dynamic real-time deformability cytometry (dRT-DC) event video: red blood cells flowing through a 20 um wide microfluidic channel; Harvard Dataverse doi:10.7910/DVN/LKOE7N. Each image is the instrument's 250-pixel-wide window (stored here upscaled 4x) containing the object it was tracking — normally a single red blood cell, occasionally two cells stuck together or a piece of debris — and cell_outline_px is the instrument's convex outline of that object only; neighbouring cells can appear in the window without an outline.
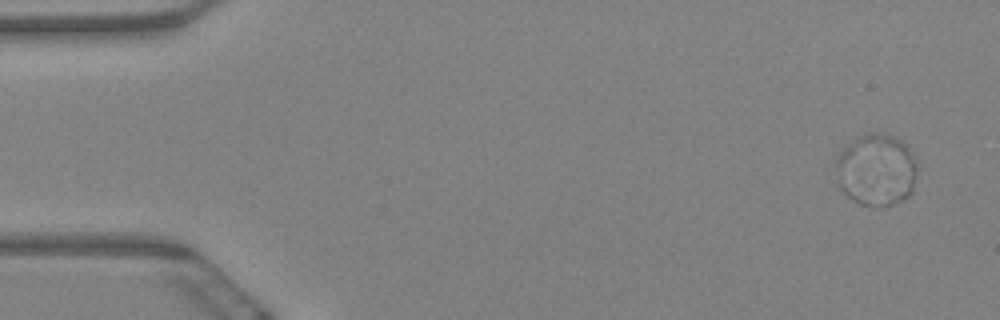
{"species": "Egyptian fruit bat (a non-hibernating species)", "species_latin": "Rousettus aegyptiacus", "temperature_condition": "warm", "stored_images_in_passage": 6, "camera_frame_rate_fps": 3000, "um_per_image_px": 0.085, "animal": {"sex": "female"}, "frame": {"image": 1, "passage_image": 1, "time_ms": 0.0, "image_size_px": [1000, 320], "cell_outline_px": [[916, 168], [912, 192], [908, 196], [892, 204], [860, 204], [852, 200], [840, 188], [836, 164], [836, 160], [840, 152], [856, 136], [868, 132], [880, 132], [892, 136], [908, 144], [916, 160]], "centroid_in_image_um": [74.5, 14.38], "position_along_channel_um": 10.5, "area_um2": 33.87}}
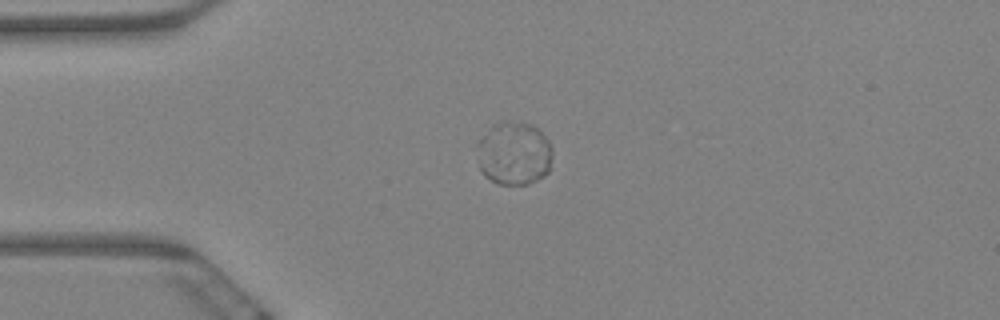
{"frame": {"image": 2, "passage_image": 4, "time_ms": 1.0, "image_size_px": [1000, 320], "cell_outline_px": [[552, 156], [548, 172], [544, 176], [528, 184], [496, 184], [484, 176], [480, 172], [476, 160], [476, 140], [496, 124], [532, 124], [540, 128], [548, 140], [552, 148]], "centroid_in_image_um": [43.66, 13.09], "position_along_channel_um": 41.3, "area_um2": 28.03}}
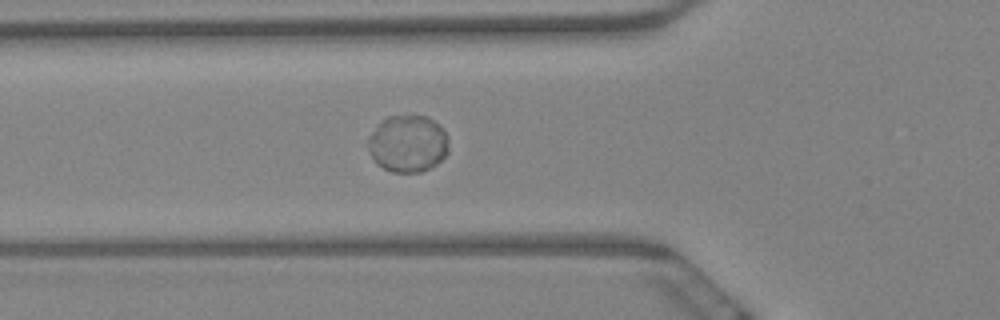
{"frame": {"image": 3, "passage_image": 6, "time_ms": 1.667, "image_size_px": [1000, 320], "cell_outline_px": [[448, 152], [436, 164], [420, 172], [392, 172], [376, 164], [372, 156], [368, 140], [368, 136], [388, 116], [428, 116], [440, 124], [444, 128], [448, 136]], "centroid_in_image_um": [34.71, 12.2], "position_along_channel_um": 91.1, "area_um2": 26.65}}